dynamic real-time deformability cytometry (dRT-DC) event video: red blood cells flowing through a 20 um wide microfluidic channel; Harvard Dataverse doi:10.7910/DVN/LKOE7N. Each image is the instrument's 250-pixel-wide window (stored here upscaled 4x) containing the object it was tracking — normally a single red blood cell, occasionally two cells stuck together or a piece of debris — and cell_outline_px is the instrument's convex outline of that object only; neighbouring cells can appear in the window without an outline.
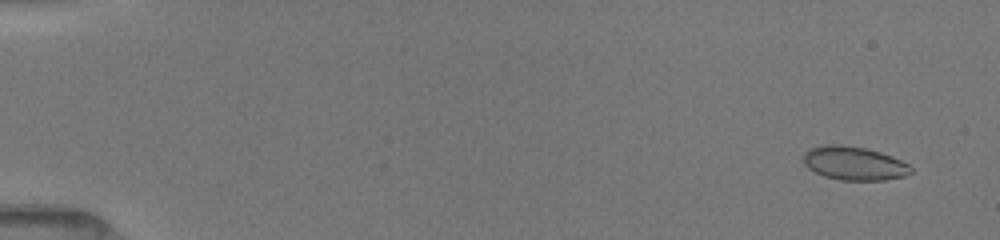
{"species": "common noctule bat (a hibernating species)", "species_latin": "Nyctalus noctula", "temperature_condition": "room temperature", "stored_images_in_passage": 51, "camera_frame_rate_fps": 3000, "um_per_image_px": 0.085, "animal": {"sex": "female", "body_mass_g": 19.5, "forearm_length_mm": 54.1}, "frame": {"image": 1, "passage_image": 3, "time_ms": 0.667, "image_size_px": [1000, 240], "cell_outline_px": [[912, 172], [904, 176], [884, 180], [840, 180], [824, 176], [808, 168], [804, 164], [800, 156], [808, 148], [824, 144], [840, 144], [864, 148], [880, 152], [892, 156], [908, 164], [912, 168]], "centroid_in_image_um": [72.54, 13.87], "position_along_channel_um": 12.5, "area_um2": 21.27}}
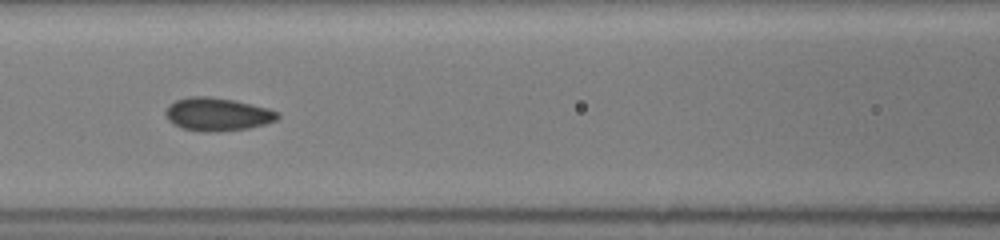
{"frame": {"image": 2, "passage_image": 24, "time_ms": 7.667, "image_size_px": [1000, 240], "cell_outline_px": [[280, 116], [276, 120], [264, 124], [248, 128], [208, 132], [204, 132], [184, 128], [168, 120], [164, 112], [168, 104], [176, 100], [188, 96], [208, 96], [232, 100], [252, 104], [268, 108], [280, 112]], "centroid_in_image_um": [18.47, 9.7], "position_along_channel_um": 148.1, "area_um2": 21.5}}
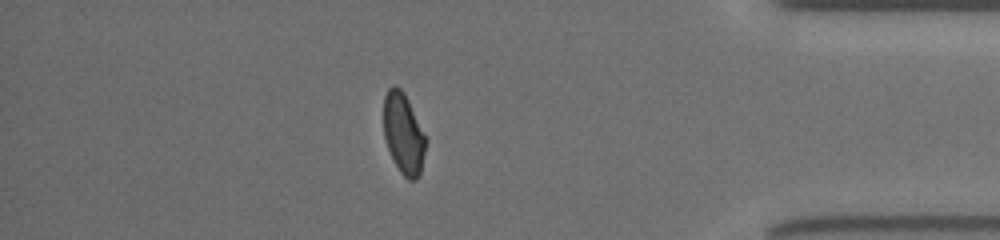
{"frame": {"image": 3, "passage_image": 45, "time_ms": 14.667, "image_size_px": [1000, 240], "cell_outline_px": [[428, 140], [420, 172], [416, 180], [408, 180], [400, 172], [388, 148], [384, 136], [384, 96], [388, 88], [392, 84], [396, 84], [404, 92]], "centroid_in_image_um": [34.31, 11.33], "position_along_channel_um": 400.9, "area_um2": 19.88}, "authors_computed_cell_mechanics": {"area_um2": 20.9236, "velocity_mm_per_s": 4.049, "shape_relaxation_time_tau1_ms": 9.7244, "shape_relaxation_time_tau2_ms": 0.7261, "deformation_change_tau1": 0.1441, "deformation_change_tau2": 0.0551}}